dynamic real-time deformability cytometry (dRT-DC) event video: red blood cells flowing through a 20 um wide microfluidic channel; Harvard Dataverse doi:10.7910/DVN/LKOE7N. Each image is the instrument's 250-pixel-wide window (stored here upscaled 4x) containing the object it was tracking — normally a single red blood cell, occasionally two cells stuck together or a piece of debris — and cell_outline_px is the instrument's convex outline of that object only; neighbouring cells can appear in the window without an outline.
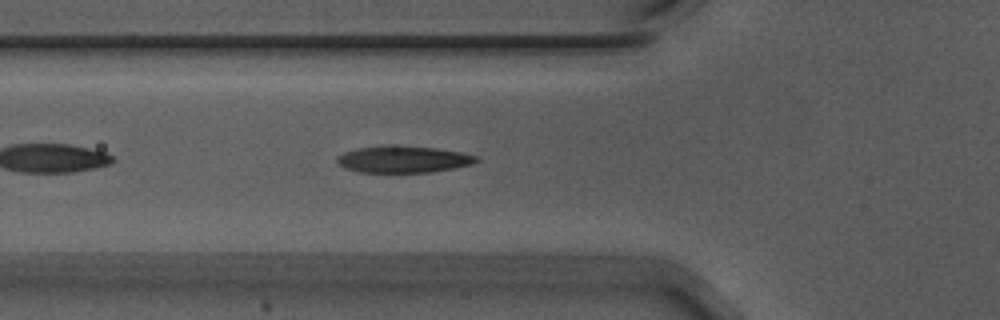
{"species": "Egyptian fruit bat (a non-hibernating species)", "species_latin": "Rousettus aegyptiacus", "temperature_condition": "warm", "stored_images_in_passage": 42, "segment_of_instrument_passage": [1, 2], "camera_frame_rate_fps": 3000, "um_per_image_px": 0.085, "animal": {"sex": "male"}, "frame": {"image": 1, "passage_image": 5, "time_ms": 1.333, "image_size_px": [1000, 320], "cell_outline_px": [[480, 160], [472, 164], [456, 168], [432, 172], [356, 172], [344, 168], [336, 164], [336, 156], [344, 152], [356, 148], [384, 144], [388, 144], [436, 148], [460, 152], [480, 156]], "centroid_in_image_um": [34.25, 13.53], "position_along_channel_um": 91.6, "area_um2": 22.31}}
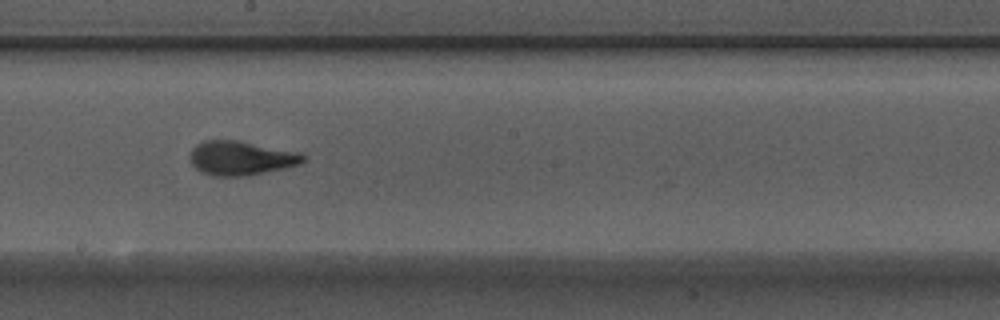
{"frame": {"image": 2, "passage_image": 16, "time_ms": 5.0, "image_size_px": [1000, 320], "cell_outline_px": [[308, 156], [300, 164], [284, 168], [244, 176], [212, 176], [196, 168], [192, 164], [192, 148], [196, 144], [204, 140], [236, 140], [300, 152]], "centroid_in_image_um": [20.52, 13.43], "position_along_channel_um": 227.7, "area_um2": 22.31}}
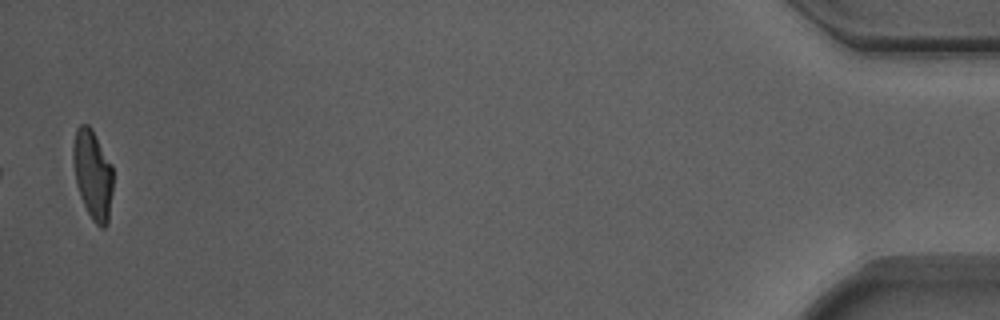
{"frame": {"image": 3, "passage_image": 40, "time_ms": 13.0, "image_size_px": [1000, 320], "cell_outline_px": [[112, 192], [108, 224], [104, 228], [100, 228], [92, 220], [80, 196], [76, 184], [72, 160], [72, 148], [76, 128], [80, 124], [88, 124], [92, 128], [112, 164]], "centroid_in_image_um": [7.87, 14.81], "position_along_channel_um": 427.3, "area_um2": 21.04}}